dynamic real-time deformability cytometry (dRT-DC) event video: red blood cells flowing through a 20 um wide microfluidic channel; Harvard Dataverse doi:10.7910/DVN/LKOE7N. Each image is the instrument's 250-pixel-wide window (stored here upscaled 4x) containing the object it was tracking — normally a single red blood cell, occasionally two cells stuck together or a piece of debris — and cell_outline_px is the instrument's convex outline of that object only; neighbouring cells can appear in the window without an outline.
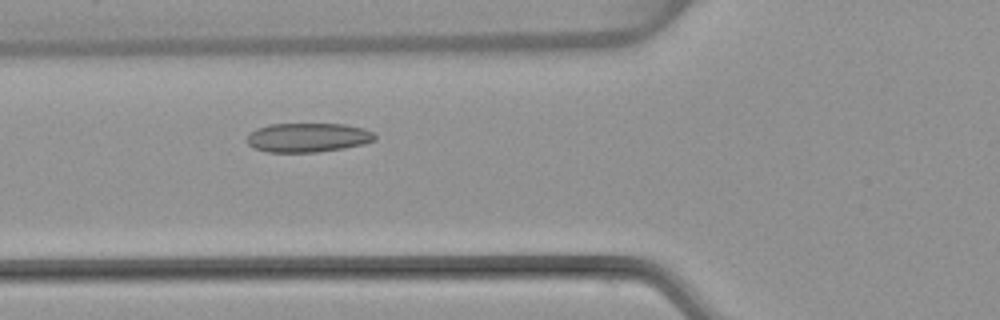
{"species": "common noctule bat (a hibernating species)", "species_latin": "Nyctalus noctula", "temperature_condition": "warm", "stored_images_in_passage": 50, "camera_frame_rate_fps": 3000, "um_per_image_px": 0.085, "animal": {"sex": "female", "body_mass_g": 22.7, "forearm_length_mm": 54.2}, "frame": {"image": 1, "passage_image": 16, "time_ms": 5.0, "image_size_px": [1000, 320], "cell_outline_px": [[376, 140], [364, 144], [344, 148], [316, 152], [268, 152], [252, 148], [248, 144], [248, 136], [256, 128], [268, 124], [344, 124], [364, 128], [372, 132], [376, 136]], "centroid_in_image_um": [26.18, 11.69], "position_along_channel_um": 99.6, "area_um2": 21.79}}
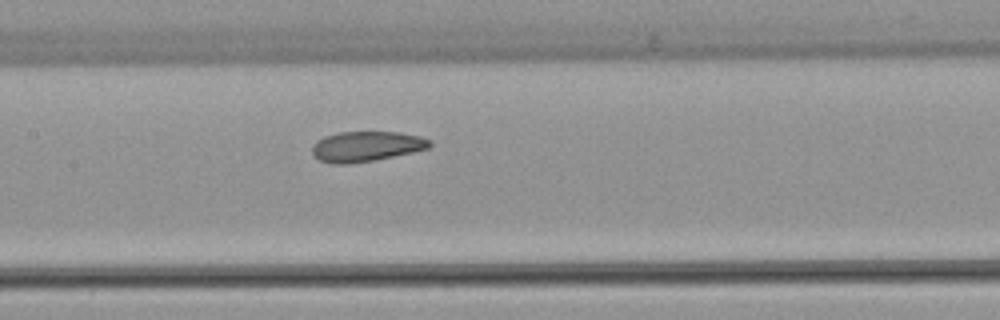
{"frame": {"image": 2, "passage_image": 22, "time_ms": 7.0, "image_size_px": [1000, 320], "cell_outline_px": [[432, 144], [428, 148], [412, 152], [376, 160], [348, 164], [332, 164], [320, 160], [312, 152], [312, 144], [316, 140], [324, 136], [340, 132], [400, 132], [420, 136], [432, 140]], "centroid_in_image_um": [31.13, 12.44], "position_along_channel_um": 176.3, "area_um2": 20.81}}
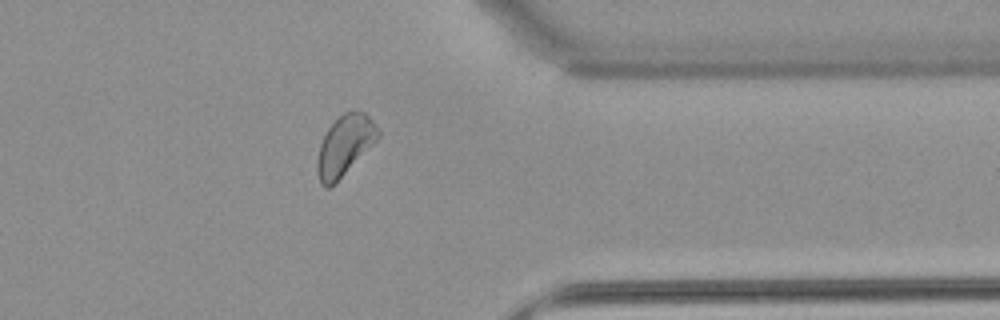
{"frame": {"image": 3, "passage_image": 39, "time_ms": 12.667, "image_size_px": [1000, 320], "cell_outline_px": [[380, 136], [336, 184], [328, 188], [324, 188], [320, 184], [316, 172], [316, 160], [320, 144], [328, 128], [344, 112], [364, 112], [372, 120], [380, 132]], "centroid_in_image_um": [29.27, 12.43], "position_along_channel_um": 382.1, "area_um2": 21.27}, "authors_computed_cell_mechanics": {"area_um2": 21.6172, "velocity_mm_per_s": 3.818, "shape_relaxation_time_tau1_ms": null, "shape_relaxation_time_tau2_ms": 3.6466, "deformation_change_tau1": null, "deformation_change_tau2": 0.101}}